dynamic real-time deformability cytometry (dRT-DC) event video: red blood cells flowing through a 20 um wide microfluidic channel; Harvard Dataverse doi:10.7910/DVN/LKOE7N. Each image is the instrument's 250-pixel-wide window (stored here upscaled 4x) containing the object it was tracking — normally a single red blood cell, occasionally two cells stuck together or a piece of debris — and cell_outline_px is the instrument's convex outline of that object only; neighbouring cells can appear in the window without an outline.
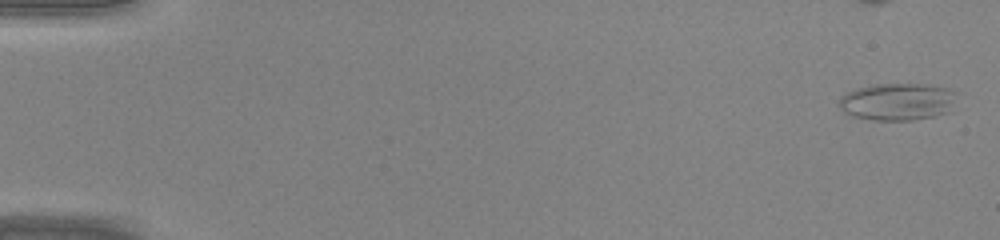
{"species": "common noctule bat (a hibernating species)", "species_latin": "Nyctalus noctula", "temperature_condition": "warm", "stored_images_in_passage": 40, "camera_frame_rate_fps": 3000, "um_per_image_px": 0.085, "animal": {"sex": "male", "body_mass_g": 20.0, "forearm_length_mm": 53.3}, "frame": {"image": 1, "passage_image": 1, "time_ms": 0.0, "image_size_px": [1000, 240], "cell_outline_px": [[960, 92], [952, 112], [936, 116], [912, 120], [872, 120], [852, 116], [844, 112], [836, 104], [840, 96], [844, 92], [856, 88], [872, 84], [928, 84], [948, 88]], "centroid_in_image_um": [76.33, 8.64], "position_along_channel_um": 8.7, "area_um2": 26.53}}